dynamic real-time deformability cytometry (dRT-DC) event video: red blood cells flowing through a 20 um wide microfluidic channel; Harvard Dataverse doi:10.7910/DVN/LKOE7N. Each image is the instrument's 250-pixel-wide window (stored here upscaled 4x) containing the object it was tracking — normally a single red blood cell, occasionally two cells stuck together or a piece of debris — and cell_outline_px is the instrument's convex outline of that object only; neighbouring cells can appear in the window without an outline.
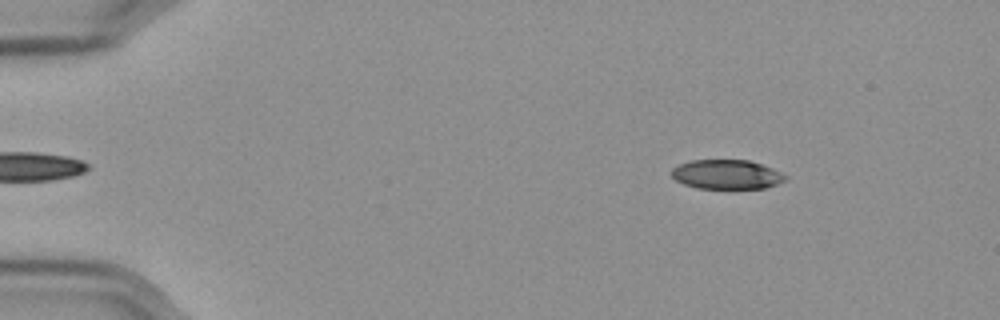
{"species": "Egyptian fruit bat (a non-hibernating species)", "species_latin": "Rousettus aegyptiacus", "temperature_condition": "cold", "stored_images_in_passage": 54, "camera_frame_rate_fps": 3000, "um_per_image_px": 0.085, "frame": {"image": 1, "passage_image": 5, "time_ms": 1.333, "image_size_px": [1000, 320], "cell_outline_px": [[788, 176], [784, 180], [776, 184], [764, 188], [696, 188], [684, 184], [676, 180], [672, 176], [672, 168], [680, 164], [692, 160], [748, 160], [772, 168]], "centroid_in_image_um": [61.75, 14.82], "position_along_channel_um": 23.2, "area_um2": 19.25}}
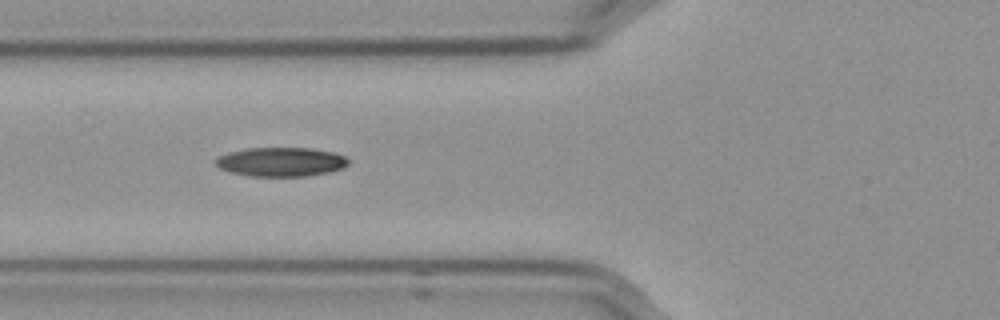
{"frame": {"image": 2, "passage_image": 19, "time_ms": 6.0, "image_size_px": [1000, 320], "cell_outline_px": [[348, 164], [344, 168], [328, 172], [308, 176], [248, 176], [232, 172], [220, 168], [212, 164], [212, 160], [228, 152], [248, 148], [312, 148], [332, 152], [344, 156], [348, 160]], "centroid_in_image_um": [23.85, 13.76], "position_along_channel_um": 102.0, "area_um2": 22.6}}
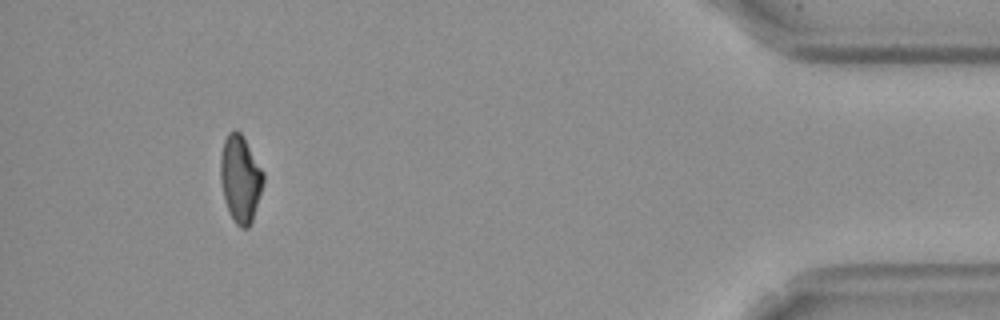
{"frame": {"image": 3, "passage_image": 50, "time_ms": 16.333, "image_size_px": [1000, 320], "cell_outline_px": [[264, 184], [252, 220], [248, 228], [240, 228], [236, 224], [228, 212], [224, 200], [220, 180], [220, 156], [224, 140], [228, 132], [236, 128], [240, 132], [264, 172]], "centroid_in_image_um": [20.42, 15.2], "position_along_channel_um": 414.8, "area_um2": 21.91}, "authors_computed_cell_mechanics": {"area_um2": 21.9062, "velocity_mm_per_s": 3.5886, "shape_relaxation_time_tau1_ms": 6.8985, "shape_relaxation_time_tau2_ms": null, "deformation_change_tau1": 0.1835, "deformation_change_tau2": null}}